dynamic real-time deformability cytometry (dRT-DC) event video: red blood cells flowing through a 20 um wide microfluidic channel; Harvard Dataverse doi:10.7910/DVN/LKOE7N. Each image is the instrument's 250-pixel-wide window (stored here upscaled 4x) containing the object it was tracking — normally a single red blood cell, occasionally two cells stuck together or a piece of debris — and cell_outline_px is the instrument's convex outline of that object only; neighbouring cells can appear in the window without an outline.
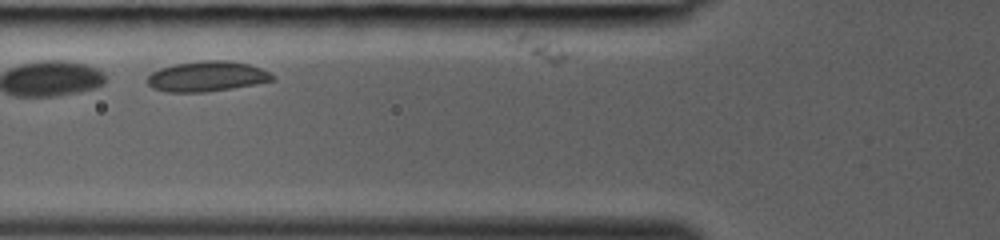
{"species": "common noctule bat (a hibernating species)", "species_latin": "Nyctalus noctula", "temperature_condition": "room temperature", "stored_images_in_passage": 29, "camera_frame_rate_fps": 3000, "um_per_image_px": 0.085, "animal": {"sex": "female", "body_mass_g": 19.0, "forearm_length_mm": 53.3}, "frame": {"image": 1, "passage_image": 5, "time_ms": 1.333, "image_size_px": [1000, 240], "cell_outline_px": [[276, 80], [204, 92], [168, 92], [152, 88], [148, 84], [148, 76], [152, 72], [160, 68], [176, 64], [200, 60], [228, 60], [248, 64], [272, 72], [276, 76]], "centroid_in_image_um": [17.61, 6.48], "position_along_channel_um": 108.2, "area_um2": 21.96}}